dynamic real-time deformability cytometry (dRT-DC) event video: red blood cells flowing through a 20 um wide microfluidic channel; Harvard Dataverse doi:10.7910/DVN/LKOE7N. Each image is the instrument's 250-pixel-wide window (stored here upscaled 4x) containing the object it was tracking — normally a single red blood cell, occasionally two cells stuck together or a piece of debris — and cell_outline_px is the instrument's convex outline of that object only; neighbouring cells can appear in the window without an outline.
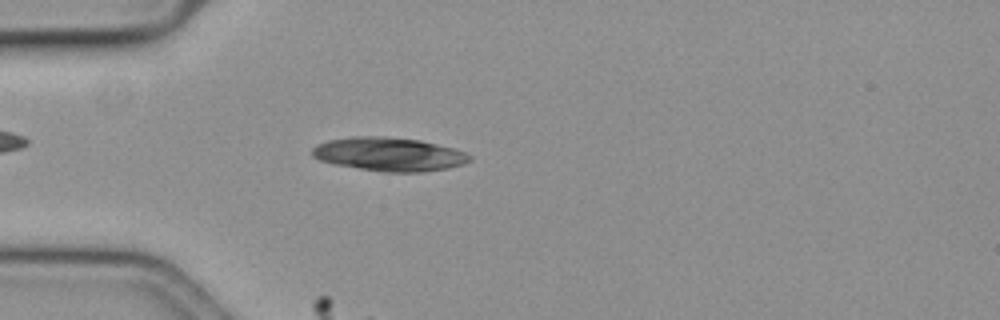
{"species": "common noctule bat (a hibernating species)", "species_latin": "Nyctalus noctula", "temperature_condition": "cold", "stored_images_in_passage": 49, "segment_of_instrument_passage": [1, 2], "camera_frame_rate_fps": 3000, "um_per_image_px": 0.085, "animal": {"sex": "female", "body_mass_g": 19.3, "forearm_length_mm": 54.1}, "frame": {"image": 1, "passage_image": 12, "time_ms": 3.667, "image_size_px": [1000, 320], "cell_outline_px": [[472, 160], [464, 164], [448, 168], [420, 172], [384, 172], [336, 164], [320, 160], [312, 156], [312, 148], [316, 144], [328, 140], [352, 136], [384, 136], [420, 140], [452, 148], [464, 152], [472, 156]], "centroid_in_image_um": [33.07, 13.1], "position_along_channel_um": 51.9, "area_um2": 30.81}}